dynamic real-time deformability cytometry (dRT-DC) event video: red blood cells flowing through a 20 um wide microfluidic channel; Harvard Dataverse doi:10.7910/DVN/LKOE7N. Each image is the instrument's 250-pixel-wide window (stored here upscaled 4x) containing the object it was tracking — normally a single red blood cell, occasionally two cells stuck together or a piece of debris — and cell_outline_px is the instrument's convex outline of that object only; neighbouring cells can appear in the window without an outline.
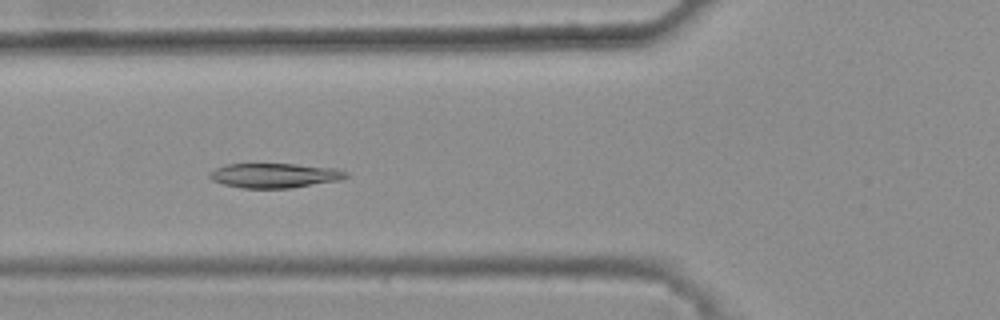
{"species": "common noctule bat (a hibernating species)", "species_latin": "Nyctalus noctula", "temperature_condition": "warm", "stored_images_in_passage": 31, "camera_frame_rate_fps": 3000, "um_per_image_px": 0.085, "animal": {"sex": "female", "body_mass_g": 25.1}, "frame": {"image": 1, "passage_image": 6, "time_ms": 1.667, "image_size_px": [1000, 320], "cell_outline_px": [[348, 176], [340, 180], [292, 188], [240, 188], [224, 184], [212, 180], [208, 176], [208, 172], [224, 164], [296, 164], [336, 168], [348, 172]], "centroid_in_image_um": [23.33, 14.91], "position_along_channel_um": 102.5, "area_um2": 19.71}}
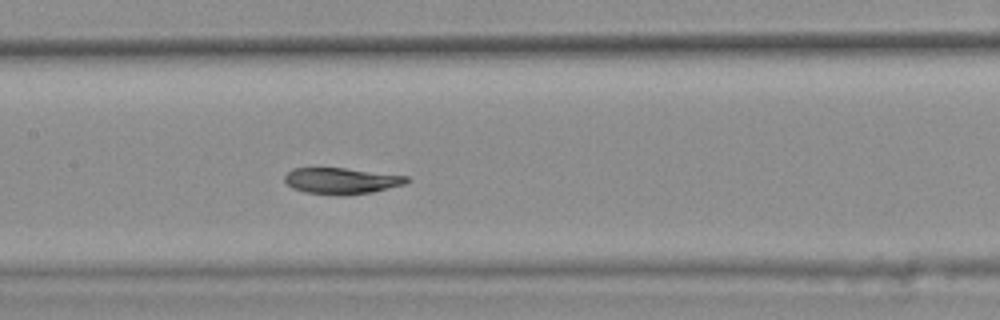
{"frame": {"image": 2, "passage_image": 12, "time_ms": 3.667, "image_size_px": [1000, 320], "cell_outline_px": [[412, 180], [404, 184], [372, 192], [344, 196], [336, 196], [304, 192], [292, 188], [284, 180], [284, 176], [292, 168], [344, 168], [408, 176]], "centroid_in_image_um": [29.01, 15.38], "position_along_channel_um": 178.4, "area_um2": 18.79}}
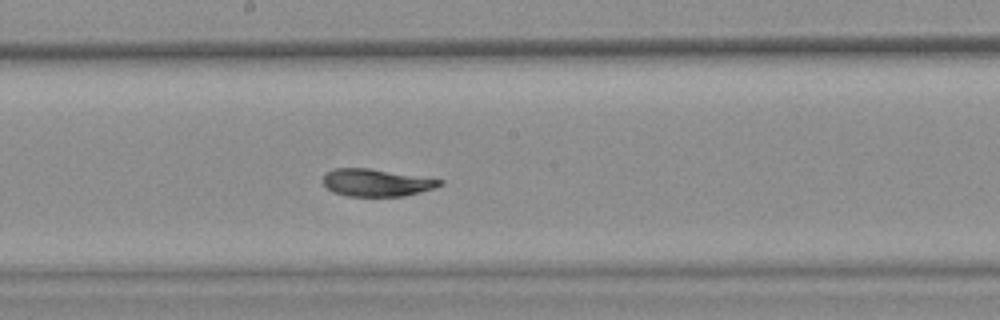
{"frame": {"image": 3, "passage_image": 15, "time_ms": 4.667, "image_size_px": [1000, 320], "cell_outline_px": [[444, 184], [420, 192], [404, 196], [348, 196], [332, 192], [324, 184], [324, 176], [332, 168], [368, 168], [444, 180]], "centroid_in_image_um": [31.99, 15.52], "position_along_channel_um": 216.2, "area_um2": 18.44}, "authors_computed_cell_mechanics": {"area_um2": 19.5942, "velocity_mm_per_s": 3.7917, "shape_relaxation_time_tau1_ms": 5.6179, "shape_relaxation_time_tau2_ms": 1.9327, "deformation_change_tau1": 0.1571, "deformation_change_tau2": 0.0534}}